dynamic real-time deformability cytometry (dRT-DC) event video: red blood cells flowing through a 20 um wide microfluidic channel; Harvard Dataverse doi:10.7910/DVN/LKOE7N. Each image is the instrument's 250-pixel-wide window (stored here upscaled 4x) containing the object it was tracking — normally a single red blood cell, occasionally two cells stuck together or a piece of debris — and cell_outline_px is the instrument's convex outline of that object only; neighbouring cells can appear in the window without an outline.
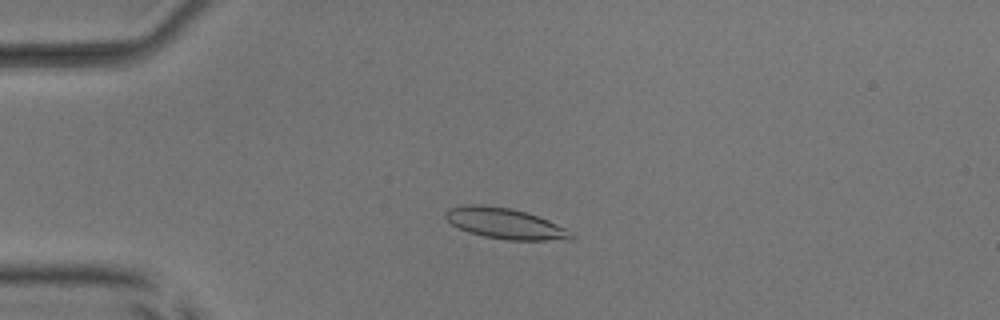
{"species": "common noctule bat (a hibernating species)", "species_latin": "Nyctalus noctula", "temperature_condition": "room temperature", "stored_images_in_passage": 53, "camera_frame_rate_fps": 3000, "um_per_image_px": 0.085, "animal": {"sex": "male", "body_mass_g": 17.9, "forearm_length_mm": 54.2}, "frame": {"image": 1, "passage_image": 14, "time_ms": 4.333, "image_size_px": [1000, 320], "cell_outline_px": [[576, 236], [572, 240], [508, 240], [484, 236], [468, 232], [452, 224], [444, 216], [444, 212], [448, 208], [464, 204], [480, 204], [512, 208], [548, 220], [564, 228]], "centroid_in_image_um": [42.9, 18.99], "position_along_channel_um": 42.1, "area_um2": 22.48}}
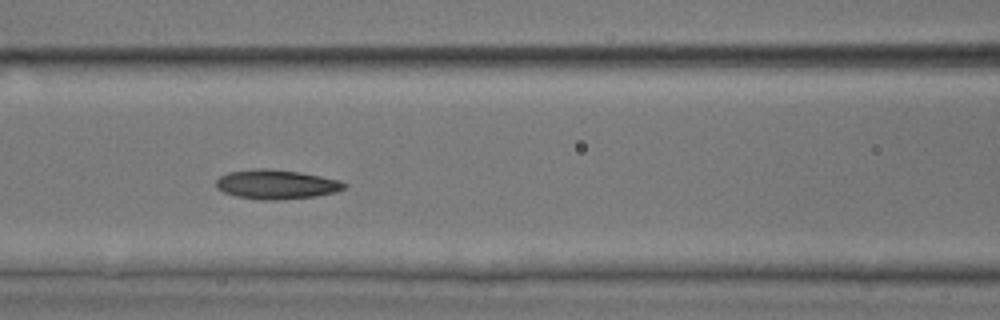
{"frame": {"image": 2, "passage_image": 24, "time_ms": 7.667, "image_size_px": [1000, 320], "cell_outline_px": [[348, 184], [344, 188], [336, 192], [316, 196], [272, 200], [260, 200], [236, 196], [224, 192], [216, 188], [216, 180], [220, 176], [228, 172], [256, 168], [268, 168], [300, 172], [340, 180]], "centroid_in_image_um": [23.48, 15.66], "position_along_channel_um": 143.1, "area_um2": 21.96}}
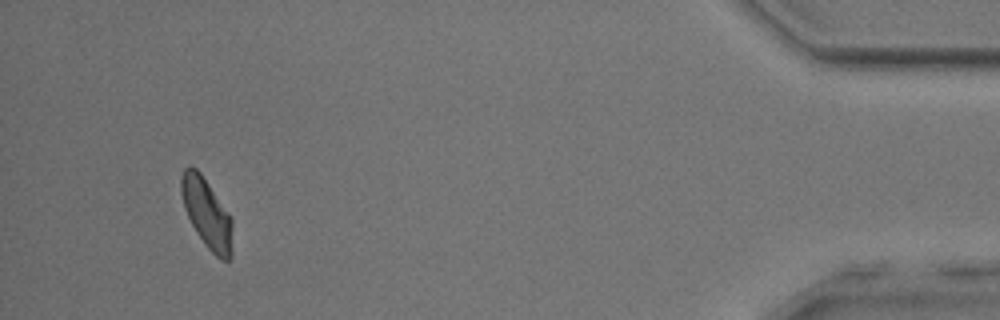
{"frame": {"image": 3, "passage_image": 50, "time_ms": 16.333, "image_size_px": [1000, 320], "cell_outline_px": [[232, 256], [228, 260], [224, 260], [216, 256], [208, 248], [196, 232], [184, 208], [180, 192], [180, 176], [184, 168], [196, 168], [200, 172], [228, 212], [232, 220]], "centroid_in_image_um": [17.57, 18.13], "position_along_channel_um": 417.6, "area_um2": 20.58}, "authors_computed_cell_mechanics": {"area_um2": 21.386, "velocity_mm_per_s": 3.9618, "shape_relaxation_time_tau1_ms": 3.8619, "shape_relaxation_time_tau2_ms": 3.58, "deformation_change_tau1": 0.1248, "deformation_change_tau2": 0.0937}}